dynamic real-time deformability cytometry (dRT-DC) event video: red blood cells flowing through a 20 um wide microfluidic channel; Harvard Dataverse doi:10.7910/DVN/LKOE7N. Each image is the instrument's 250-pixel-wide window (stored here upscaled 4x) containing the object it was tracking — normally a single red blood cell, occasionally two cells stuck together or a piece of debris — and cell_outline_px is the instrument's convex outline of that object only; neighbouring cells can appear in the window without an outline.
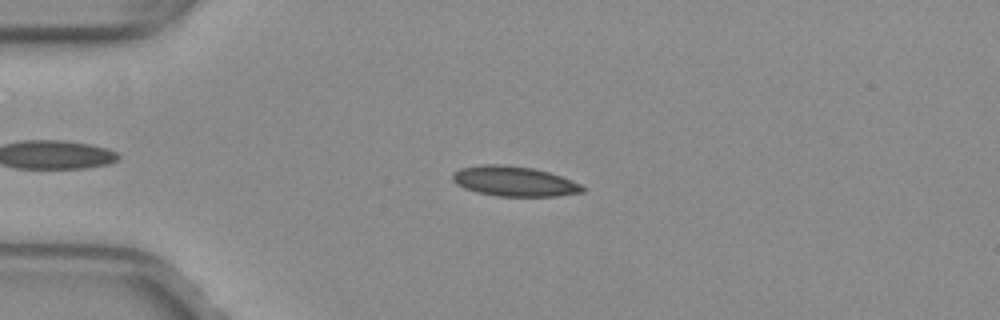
{"species": "common noctule bat (a hibernating species)", "species_latin": "Nyctalus noctula", "temperature_condition": "warm", "stored_images_in_passage": 46, "camera_frame_rate_fps": 3000, "um_per_image_px": 0.085, "animal": {"sex": "female", "body_mass_g": 29.2, "forearm_length_mm": 56.3}, "frame": {"image": 1, "passage_image": 11, "time_ms": 3.333, "image_size_px": [1000, 320], "cell_outline_px": [[584, 192], [556, 196], [496, 196], [476, 192], [464, 188], [456, 184], [452, 180], [452, 172], [460, 168], [480, 164], [504, 164], [532, 168], [548, 172], [560, 176], [580, 184], [584, 188]], "centroid_in_image_um": [43.64, 15.4], "position_along_channel_um": 41.4, "area_um2": 22.77}}
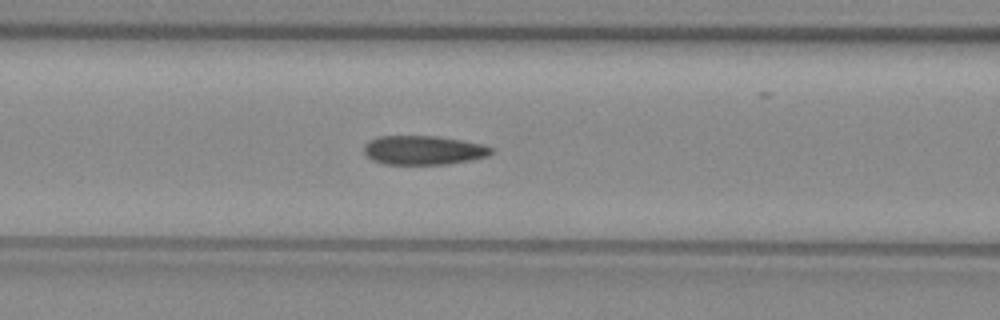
{"frame": {"image": 2, "passage_image": 20, "time_ms": 6.333, "image_size_px": [1000, 320], "cell_outline_px": [[496, 152], [488, 156], [448, 164], [384, 164], [372, 160], [364, 152], [364, 144], [368, 140], [380, 136], [436, 136], [484, 144], [492, 148]], "centroid_in_image_um": [36.0, 12.76], "position_along_channel_um": 130.6, "area_um2": 21.62}}
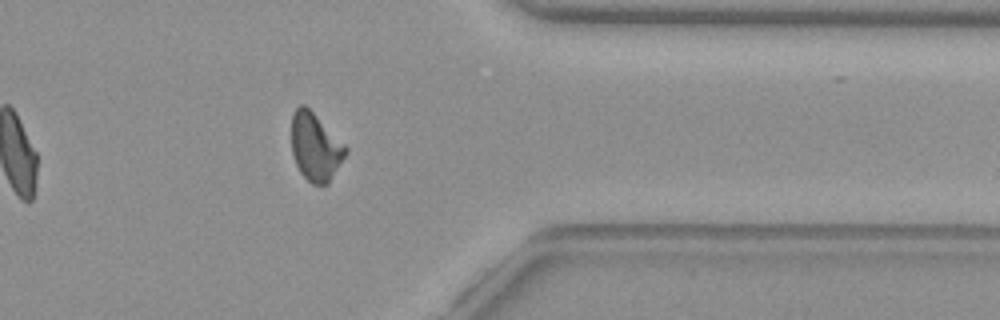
{"frame": {"image": 3, "passage_image": 40, "time_ms": 13.0, "image_size_px": [1000, 320], "cell_outline_px": [[348, 152], [328, 184], [312, 184], [300, 172], [296, 164], [292, 152], [292, 112], [300, 104], [304, 104], [348, 148]], "centroid_in_image_um": [26.8, 12.5], "position_along_channel_um": 384.6, "area_um2": 21.1}, "authors_computed_cell_mechanics": {"area_um2": 22.0218, "velocity_mm_per_s": 3.9921, "shape_relaxation_time_tau1_ms": 11.1377, "shape_relaxation_time_tau2_ms": 1.8415, "deformation_change_tau1": 0.2233, "deformation_change_tau2": 0.0775}}